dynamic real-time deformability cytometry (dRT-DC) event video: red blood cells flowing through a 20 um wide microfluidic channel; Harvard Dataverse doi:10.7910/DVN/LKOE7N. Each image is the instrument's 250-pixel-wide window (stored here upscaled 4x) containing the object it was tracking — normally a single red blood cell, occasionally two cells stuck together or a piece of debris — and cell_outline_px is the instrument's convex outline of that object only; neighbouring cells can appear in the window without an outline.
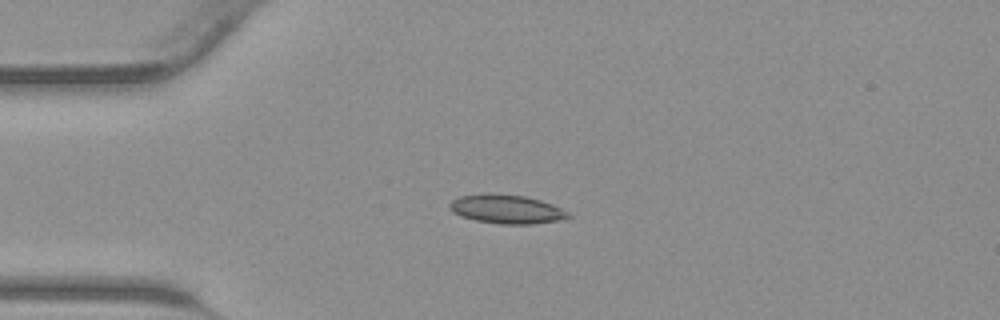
{"species": "common noctule bat (a hibernating species)", "species_latin": "Nyctalus noctula", "temperature_condition": "warm", "stored_images_in_passage": 33, "camera_frame_rate_fps": 3000, "um_per_image_px": 0.085, "animal": {"sex": "male", "body_mass_g": 23.1, "forearm_length_mm": 52.7}, "frame": {"image": 1, "passage_image": 1, "time_ms": 0.0, "image_size_px": [1000, 320], "cell_outline_px": [[572, 216], [560, 220], [532, 224], [500, 224], [476, 220], [460, 216], [452, 212], [448, 208], [448, 204], [452, 200], [460, 196], [488, 192], [524, 196], [540, 200], [552, 204], [568, 212]], "centroid_in_image_um": [43.02, 17.77], "position_along_channel_um": 42.0, "area_um2": 20.11}}
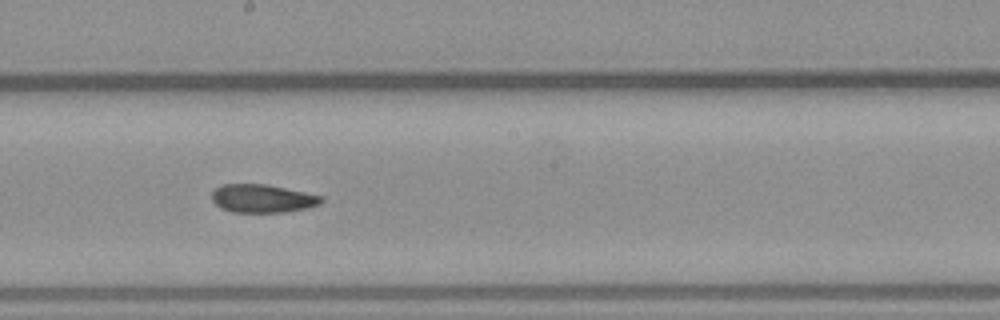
{"frame": {"image": 2, "passage_image": 14, "time_ms": 4.333, "image_size_px": [1000, 320], "cell_outline_px": [[324, 200], [320, 204], [308, 208], [284, 212], [232, 212], [220, 208], [212, 200], [212, 192], [220, 184], [268, 184], [324, 196]], "centroid_in_image_um": [22.33, 16.87], "position_along_channel_um": 225.9, "area_um2": 18.21}}
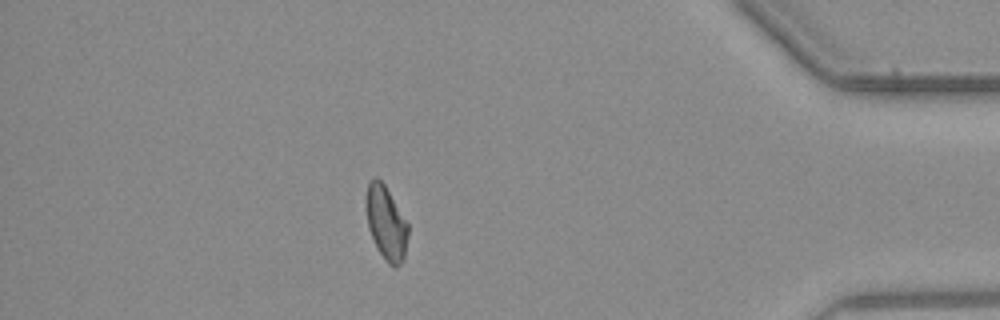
{"frame": {"image": 3, "passage_image": 28, "time_ms": 9.0, "image_size_px": [1000, 320], "cell_outline_px": [[408, 236], [404, 260], [396, 268], [388, 264], [380, 252], [368, 228], [364, 204], [368, 184], [376, 176], [384, 184], [408, 224]], "centroid_in_image_um": [32.81, 18.96], "position_along_channel_um": 402.4, "area_um2": 17.98}}